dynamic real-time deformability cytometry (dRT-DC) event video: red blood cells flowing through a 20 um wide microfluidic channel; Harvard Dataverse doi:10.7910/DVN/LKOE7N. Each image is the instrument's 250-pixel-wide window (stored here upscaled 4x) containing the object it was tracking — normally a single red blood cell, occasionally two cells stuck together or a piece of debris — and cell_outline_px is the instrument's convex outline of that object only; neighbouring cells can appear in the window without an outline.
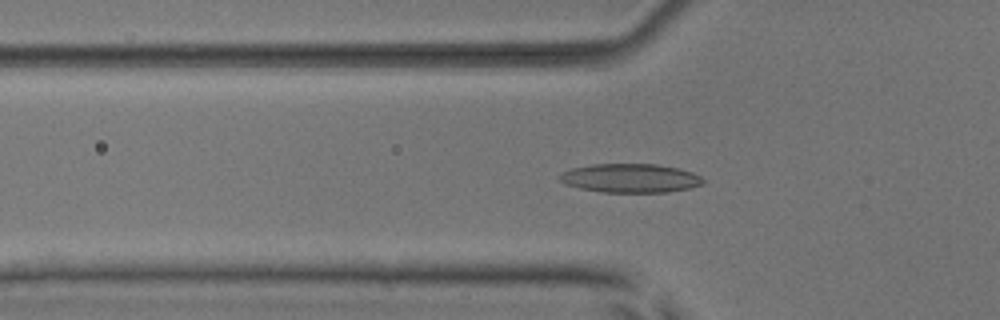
{"species": "common noctule bat (a hibernating species)", "species_latin": "Nyctalus noctula", "temperature_condition": "room temperature", "stored_images_in_passage": 48, "camera_frame_rate_fps": 3000, "um_per_image_px": 0.085, "animal": {"sex": "male", "body_mass_g": 17.9, "forearm_length_mm": 54.2}, "frame": {"image": 1, "passage_image": 12, "time_ms": 3.667, "image_size_px": [1000, 320], "cell_outline_px": [[704, 184], [688, 188], [668, 192], [604, 192], [580, 188], [564, 184], [560, 180], [560, 176], [564, 172], [572, 168], [592, 164], [656, 164], [680, 168], [692, 172], [700, 176], [704, 180]], "centroid_in_image_um": [53.61, 15.14], "position_along_channel_um": 72.2, "area_um2": 24.04}}
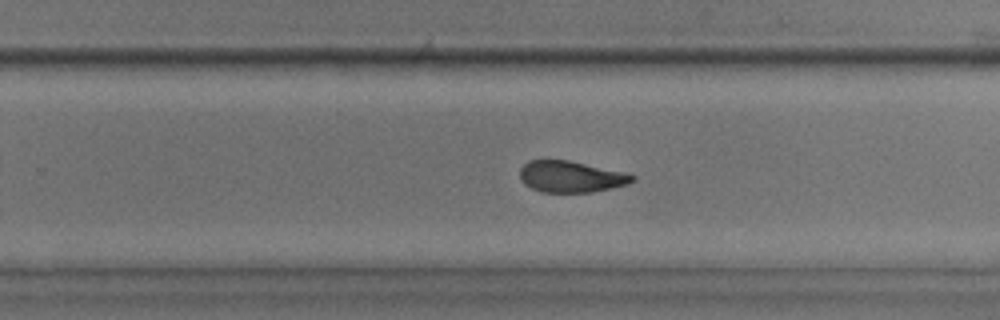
{"frame": {"image": 2, "passage_image": 28, "time_ms": 9.0, "image_size_px": [1000, 320], "cell_outline_px": [[636, 176], [628, 184], [612, 188], [592, 192], [540, 192], [524, 184], [520, 176], [520, 168], [528, 160], [568, 160], [624, 172]], "centroid_in_image_um": [48.51, 15.02], "position_along_channel_um": 281.3, "area_um2": 20.46}}
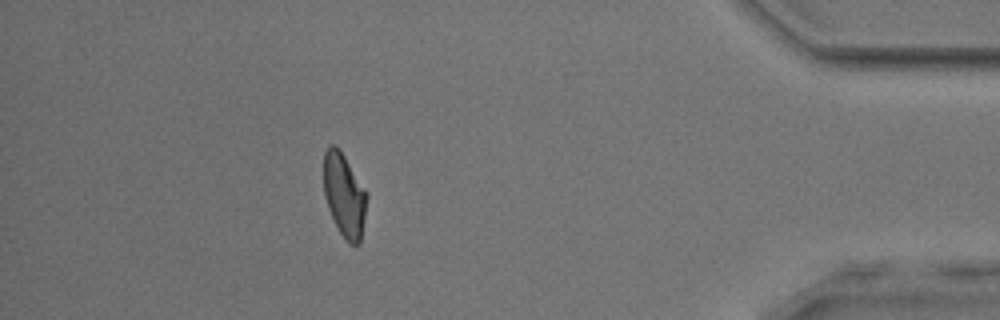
{"frame": {"image": 3, "passage_image": 41, "time_ms": 13.333, "image_size_px": [1000, 320], "cell_outline_px": [[368, 196], [360, 244], [356, 248], [348, 244], [344, 240], [328, 208], [324, 196], [324, 152], [332, 144], [340, 148], [368, 192]], "centroid_in_image_um": [29.29, 16.61], "position_along_channel_um": 405.9, "area_um2": 21.39}, "authors_computed_cell_mechanics": {"area_um2": 21.7906, "velocity_mm_per_s": 3.9331, "shape_relaxation_time_tau1_ms": 8.3079, "shape_relaxation_time_tau2_ms": 2.0044, "deformation_change_tau1": 0.2105, "deformation_change_tau2": 0.08}}